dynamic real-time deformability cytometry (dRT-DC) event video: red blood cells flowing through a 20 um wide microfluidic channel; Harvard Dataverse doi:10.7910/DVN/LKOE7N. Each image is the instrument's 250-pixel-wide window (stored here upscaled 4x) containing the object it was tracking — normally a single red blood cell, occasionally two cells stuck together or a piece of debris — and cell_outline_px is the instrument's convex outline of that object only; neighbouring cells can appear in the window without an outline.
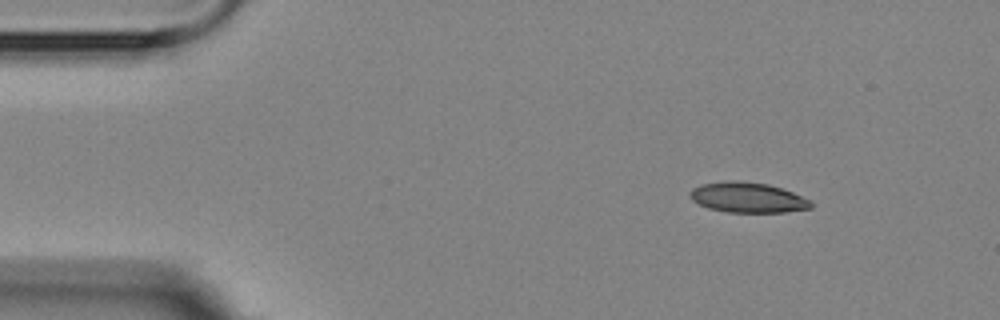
{"species": "Egyptian fruit bat (a non-hibernating species)", "species_latin": "Rousettus aegyptiacus", "temperature_condition": "room temperature", "stored_images_in_passage": 3, "camera_frame_rate_fps": 3000, "um_per_image_px": 0.085, "animal": {"sex": "female"}, "frame": {"image": 1, "passage_image": 1, "time_ms": 0.0, "image_size_px": [1000, 320], "cell_outline_px": [[812, 208], [784, 212], [728, 212], [708, 208], [692, 200], [688, 196], [688, 192], [692, 188], [700, 184], [728, 180], [740, 180], [768, 184], [792, 192], [812, 200]], "centroid_in_image_um": [63.53, 16.78], "position_along_channel_um": 21.5, "area_um2": 21.5}}